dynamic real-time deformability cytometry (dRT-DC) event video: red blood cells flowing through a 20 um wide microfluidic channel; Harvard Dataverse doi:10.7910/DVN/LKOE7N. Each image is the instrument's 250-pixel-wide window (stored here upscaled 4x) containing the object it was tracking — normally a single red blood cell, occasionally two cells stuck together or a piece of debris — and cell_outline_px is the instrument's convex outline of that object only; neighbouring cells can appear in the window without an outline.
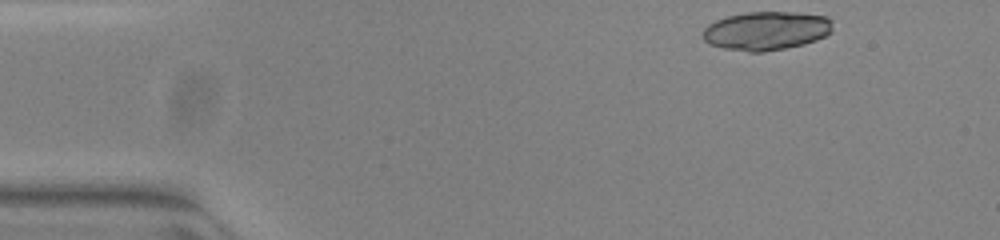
{"species": "common noctule bat (a hibernating species)", "species_latin": "Nyctalus noctula", "temperature_condition": "warm", "stored_images_in_passage": 47, "camera_frame_rate_fps": 3000, "um_per_image_px": 0.085, "animal": {"sex": "female", "body_mass_g": 23.0, "forearm_length_mm": 53.4}, "frame": {"image": 1, "passage_image": 1, "time_ms": 0.0, "image_size_px": [1000, 240], "cell_outline_px": [[832, 32], [816, 40], [804, 44], [764, 52], [748, 52], [724, 48], [708, 44], [704, 40], [700, 32], [708, 24], [716, 20], [728, 16], [748, 12], [796, 12], [828, 16], [832, 20]], "centroid_in_image_um": [65.12, 2.61], "position_along_channel_um": 19.9, "area_um2": 29.54}}